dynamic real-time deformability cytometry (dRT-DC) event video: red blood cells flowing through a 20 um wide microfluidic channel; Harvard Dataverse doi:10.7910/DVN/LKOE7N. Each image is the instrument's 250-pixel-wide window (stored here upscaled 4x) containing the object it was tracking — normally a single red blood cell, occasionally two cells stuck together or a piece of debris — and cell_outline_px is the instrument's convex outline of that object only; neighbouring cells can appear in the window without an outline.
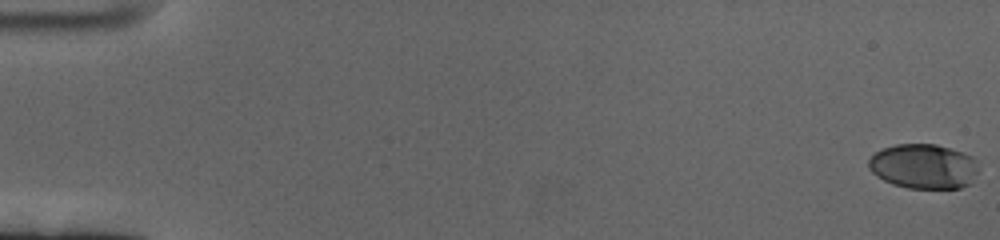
{"species": "human", "species_latin": "Homo sapiens", "temperature_condition": "cold", "stored_images_in_passage": 57, "camera_frame_rate_fps": 3000, "um_per_image_px": 0.085, "donor": {"sex": "female"}, "frame": {"image": 1, "passage_image": 1, "time_ms": 0.0, "image_size_px": [1000, 240], "cell_outline_px": [[976, 172], [968, 184], [960, 188], [908, 188], [892, 184], [876, 176], [868, 168], [868, 160], [876, 152], [884, 148], [896, 144], [936, 144], [964, 152], [972, 156], [976, 160]], "centroid_in_image_um": [78.48, 14.13], "position_along_channel_um": 6.5, "area_um2": 28.55}}
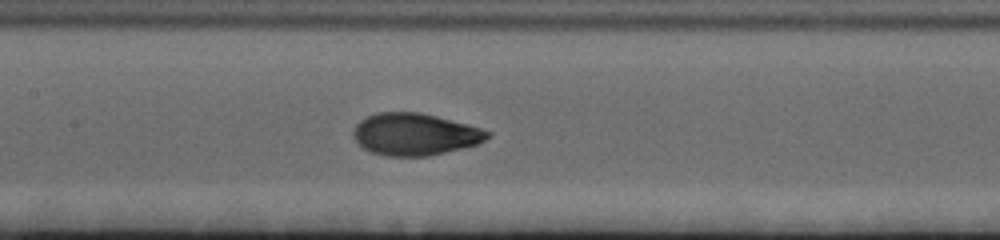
{"frame": {"image": 2, "passage_image": 31, "time_ms": 10.0, "image_size_px": [1000, 240], "cell_outline_px": [[492, 136], [476, 144], [428, 156], [388, 156], [372, 152], [364, 148], [352, 136], [352, 132], [356, 124], [360, 120], [376, 112], [420, 112], [436, 116], [480, 128], [492, 132]], "centroid_in_image_um": [35.24, 11.4], "position_along_channel_um": 172.2, "area_um2": 32.6}}
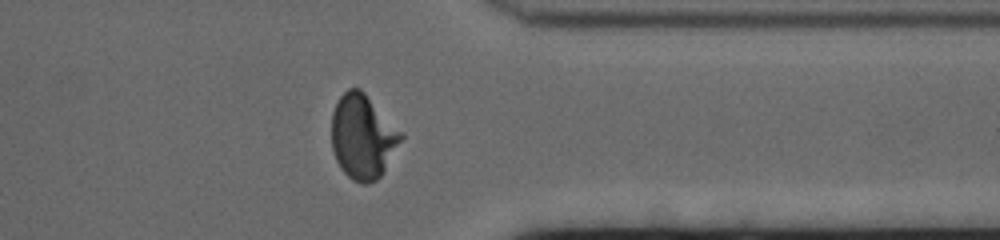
{"frame": {"image": 3, "passage_image": 50, "time_ms": 16.333, "image_size_px": [1000, 240], "cell_outline_px": [[404, 136], [380, 176], [376, 180], [368, 184], [360, 184], [352, 180], [340, 168], [336, 160], [332, 148], [332, 112], [340, 96], [348, 88], [360, 88], [404, 132]], "centroid_in_image_um": [30.84, 11.61], "position_along_channel_um": 380.6, "area_um2": 34.22}}